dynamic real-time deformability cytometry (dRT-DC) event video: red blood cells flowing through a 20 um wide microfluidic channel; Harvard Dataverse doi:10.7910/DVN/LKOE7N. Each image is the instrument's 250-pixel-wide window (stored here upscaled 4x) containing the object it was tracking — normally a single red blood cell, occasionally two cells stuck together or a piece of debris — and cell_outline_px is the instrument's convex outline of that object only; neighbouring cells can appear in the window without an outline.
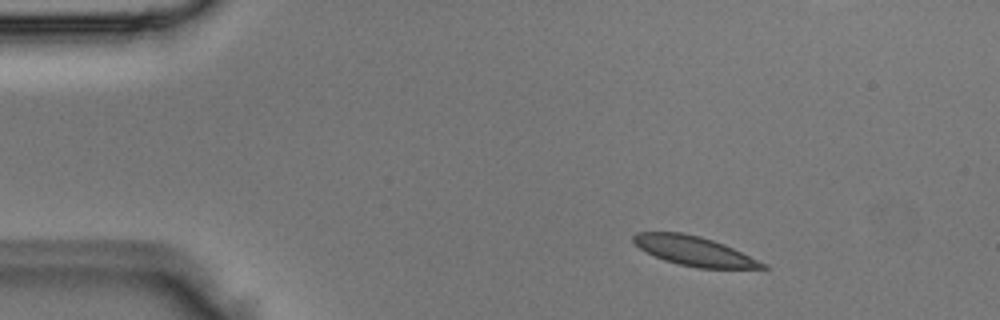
{"species": "Egyptian fruit bat (a non-hibernating species)", "species_latin": "Rousettus aegyptiacus", "temperature_condition": "room temperature", "stored_images_in_passage": 4, "camera_frame_rate_fps": 3000, "um_per_image_px": 0.085, "animal": {"sex": "male"}, "frame": {"image": 1, "passage_image": 1, "time_ms": 0.0, "image_size_px": [1000, 320], "cell_outline_px": [[768, 268], [696, 268], [664, 260], [640, 248], [632, 240], [632, 236], [636, 232], [680, 232], [700, 236], [724, 244], [768, 264]], "centroid_in_image_um": [59.01, 21.33], "position_along_channel_um": 26.0, "area_um2": 21.91}}
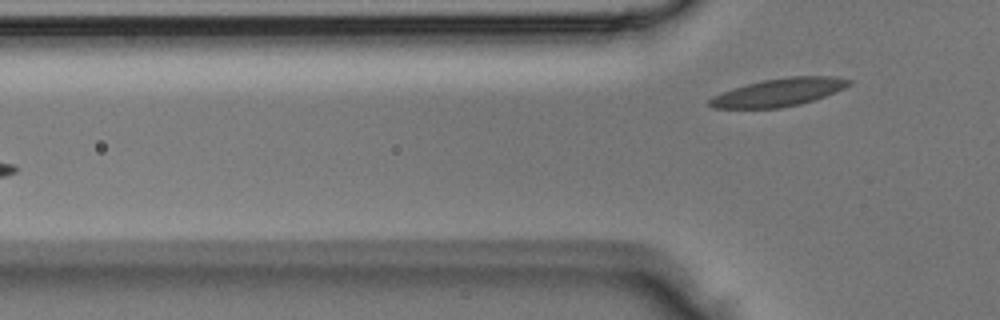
{"frame": {"image": 2, "passage_image": 4, "time_ms": 1.0, "image_size_px": [1000, 320], "cell_outline_px": [[852, 84], [844, 88], [824, 96], [800, 104], [780, 108], [712, 108], [708, 104], [708, 100], [712, 96], [720, 92], [732, 88], [764, 80], [788, 76], [836, 76], [852, 80]], "centroid_in_image_um": [66.18, 7.84], "position_along_channel_um": 59.6, "area_um2": 22.66}}